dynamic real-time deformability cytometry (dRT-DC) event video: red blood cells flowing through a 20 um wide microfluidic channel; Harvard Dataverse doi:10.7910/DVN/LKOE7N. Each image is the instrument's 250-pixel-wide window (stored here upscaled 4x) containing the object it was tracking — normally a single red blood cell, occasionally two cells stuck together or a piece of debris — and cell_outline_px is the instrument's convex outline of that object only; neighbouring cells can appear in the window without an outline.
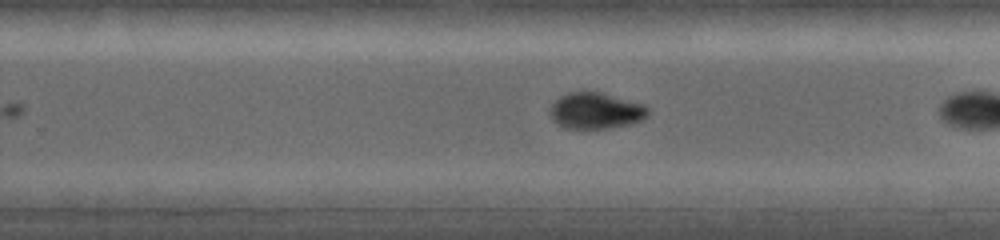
{"species": "common noctule bat (a hibernating species)", "species_latin": "Nyctalus noctula", "temperature_condition": "warm", "stored_images_in_passage": 14, "camera_frame_rate_fps": 5000, "um_per_image_px": 0.085, "animal": {"sex": "female", "body_mass_g": 19.0, "forearm_length_mm": 53.3}, "frame": {"image": 1, "passage_image": 14, "time_ms": 9.0, "image_size_px": [1000, 240], "cell_outline_px": [[648, 116], [640, 120], [628, 124], [604, 128], [564, 128], [548, 112], [548, 108], [560, 96], [568, 92], [600, 92], [644, 104], [648, 108]], "centroid_in_image_um": [50.63, 9.4], "position_along_channel_um": 279.2, "area_um2": 20.35}}